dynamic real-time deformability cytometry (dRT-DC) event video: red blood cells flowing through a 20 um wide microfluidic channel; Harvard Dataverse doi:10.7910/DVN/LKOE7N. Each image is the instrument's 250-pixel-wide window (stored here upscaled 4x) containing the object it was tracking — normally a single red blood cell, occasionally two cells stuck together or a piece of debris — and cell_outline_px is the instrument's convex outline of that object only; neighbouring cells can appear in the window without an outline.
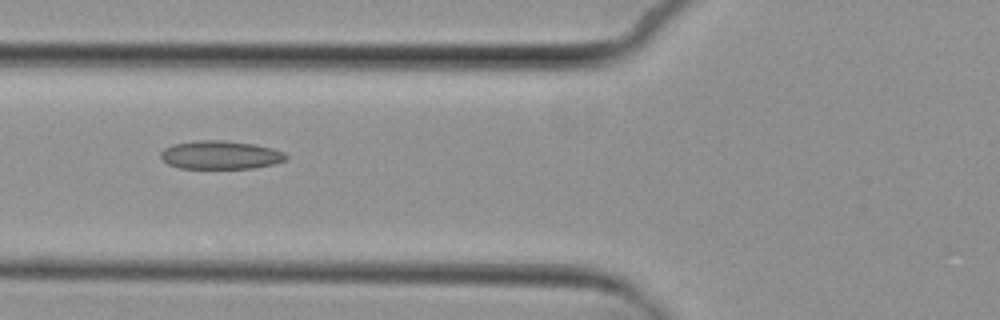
{"species": "common noctule bat (a hibernating species)", "species_latin": "Nyctalus noctula", "temperature_condition": "cold", "stored_images_in_passage": 4, "camera_frame_rate_fps": 3000, "um_per_image_px": 0.085, "animal": {"sex": "female", "body_mass_g": 29.2, "forearm_length_mm": 56.3}, "frame": {"image": 1, "passage_image": 2, "time_ms": 1.333, "image_size_px": [1000, 320], "cell_outline_px": [[288, 160], [256, 168], [180, 168], [168, 164], [160, 156], [160, 152], [164, 148], [172, 144], [200, 140], [224, 140], [256, 144], [272, 148], [284, 152], [288, 156]], "centroid_in_image_um": [18.76, 13.16], "position_along_channel_um": 107.0, "area_um2": 20.87}}
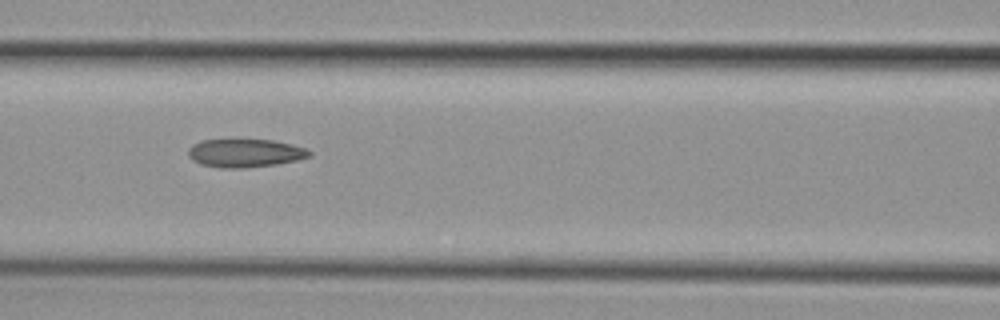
{"frame": {"image": 2, "passage_image": 3, "time_ms": 2.333, "image_size_px": [1000, 320], "cell_outline_px": [[312, 156], [296, 160], [276, 164], [244, 168], [220, 168], [200, 164], [192, 160], [188, 156], [188, 148], [192, 144], [200, 140], [272, 140], [292, 144], [308, 148], [312, 152]], "centroid_in_image_um": [20.83, 13.01], "position_along_channel_um": 145.8, "area_um2": 20.11}}
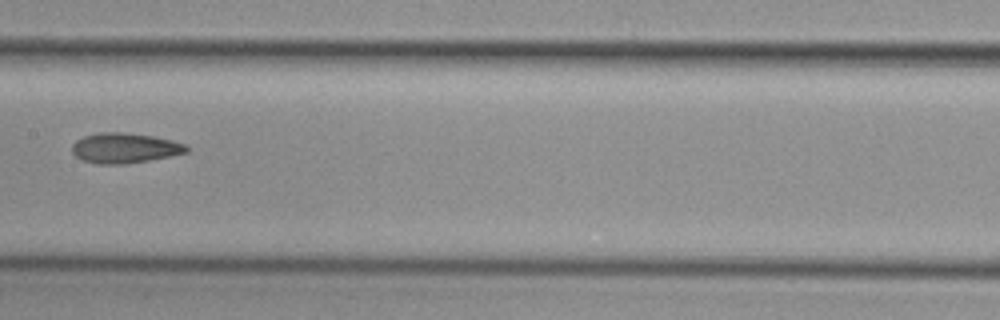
{"frame": {"image": 3, "passage_image": 4, "time_ms": 3.667, "image_size_px": [1000, 320], "cell_outline_px": [[188, 152], [148, 160], [124, 164], [96, 164], [80, 160], [72, 152], [72, 144], [76, 140], [84, 136], [96, 132], [124, 132], [152, 136], [172, 140], [188, 144]], "centroid_in_image_um": [10.57, 12.58], "position_along_channel_um": 196.8, "area_um2": 20.23}}